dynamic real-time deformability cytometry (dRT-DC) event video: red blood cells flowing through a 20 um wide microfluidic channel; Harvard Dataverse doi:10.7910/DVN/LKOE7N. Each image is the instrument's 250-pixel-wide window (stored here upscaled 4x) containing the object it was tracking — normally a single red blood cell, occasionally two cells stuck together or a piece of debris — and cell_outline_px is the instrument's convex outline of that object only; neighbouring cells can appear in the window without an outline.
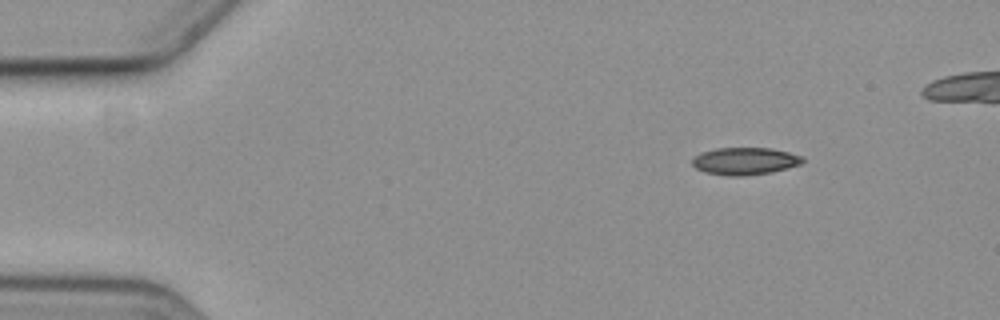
{"species": "common noctule bat (a hibernating species)", "species_latin": "Nyctalus noctula", "temperature_condition": "cold", "stored_images_in_passage": 47, "camera_frame_rate_fps": 3000, "um_per_image_px": 0.085, "animal": {"sex": "female", "body_mass_g": 19.3, "forearm_length_mm": 54.1}, "frame": {"image": 1, "passage_image": 1, "time_ms": 0.0, "image_size_px": [1000, 320], "cell_outline_px": [[804, 160], [800, 164], [788, 168], [772, 172], [744, 176], [728, 176], [704, 172], [696, 168], [692, 164], [692, 156], [700, 152], [716, 148], [772, 148], [804, 156]], "centroid_in_image_um": [63.29, 13.69], "position_along_channel_um": 21.7, "area_um2": 17.8}}
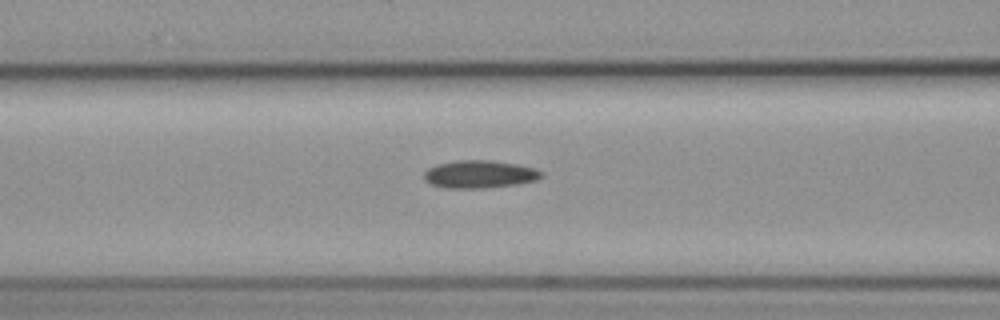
{"frame": {"image": 2, "passage_image": 17, "time_ms": 5.333, "image_size_px": [1000, 320], "cell_outline_px": [[544, 176], [536, 180], [516, 184], [480, 188], [448, 188], [432, 184], [424, 180], [424, 172], [428, 168], [436, 164], [456, 160], [492, 160], [516, 164], [536, 168], [544, 172]], "centroid_in_image_um": [40.78, 14.79], "position_along_channel_um": 125.8, "area_um2": 19.02}}
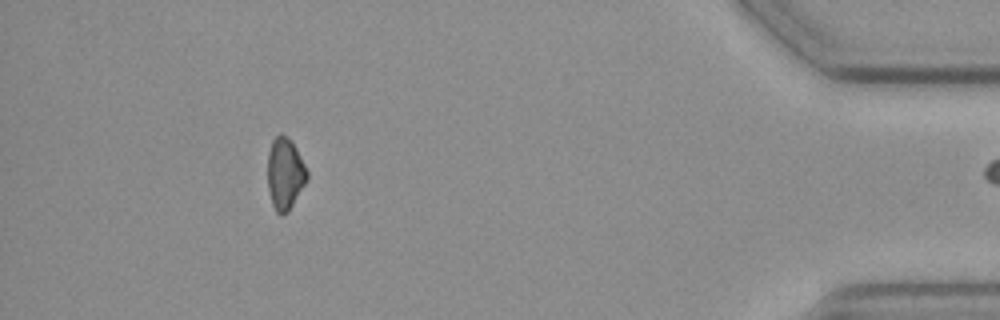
{"frame": {"image": 3, "passage_image": 46, "time_ms": 15.0, "image_size_px": [1000, 320], "cell_outline_px": [[308, 180], [288, 212], [280, 216], [276, 212], [272, 204], [268, 188], [268, 152], [272, 140], [280, 132], [288, 136], [296, 148], [308, 172]], "centroid_in_image_um": [24.23, 14.76], "position_along_channel_um": 411.0, "area_um2": 16.65}}